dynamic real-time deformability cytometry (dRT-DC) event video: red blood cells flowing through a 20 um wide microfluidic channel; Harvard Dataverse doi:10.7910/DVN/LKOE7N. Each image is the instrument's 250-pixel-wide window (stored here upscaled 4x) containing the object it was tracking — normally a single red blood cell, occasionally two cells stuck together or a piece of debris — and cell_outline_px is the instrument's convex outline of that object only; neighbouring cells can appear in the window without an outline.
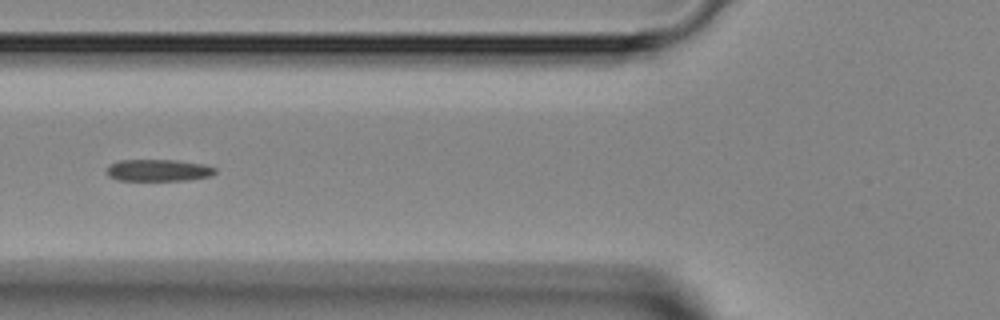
{"species": "Egyptian fruit bat (a non-hibernating species)", "species_latin": "Rousettus aegyptiacus", "temperature_condition": "room temperature", "stored_images_in_passage": 5, "camera_frame_rate_fps": 3000, "um_per_image_px": 0.085, "animal": {"sex": "female"}, "frame": {"image": 1, "passage_image": 5, "time_ms": 4.667, "image_size_px": [1000, 320], "cell_outline_px": [[216, 172], [212, 176], [188, 180], [116, 180], [108, 176], [108, 164], [120, 160], [176, 160], [204, 164], [216, 168]], "centroid_in_image_um": [13.48, 14.47], "position_along_channel_um": 112.3, "area_um2": 13.87}}